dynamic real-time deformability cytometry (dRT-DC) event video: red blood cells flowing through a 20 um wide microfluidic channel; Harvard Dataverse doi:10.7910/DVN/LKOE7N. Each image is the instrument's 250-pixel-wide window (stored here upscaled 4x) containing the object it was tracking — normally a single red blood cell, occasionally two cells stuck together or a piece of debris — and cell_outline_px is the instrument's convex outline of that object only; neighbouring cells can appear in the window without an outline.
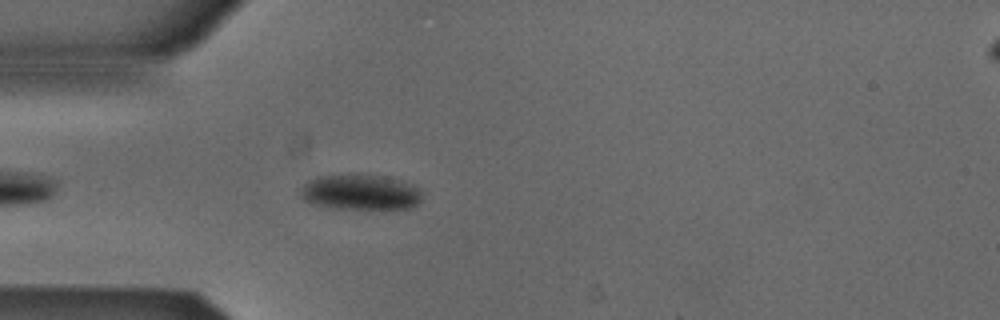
{"species": "Egyptian fruit bat (a non-hibernating species)", "species_latin": "Rousettus aegyptiacus", "temperature_condition": "cold", "stored_images_in_passage": 28, "camera_frame_rate_fps": 3000, "um_per_image_px": 0.085, "animal": {"sex": "male"}, "frame": {"image": 1, "passage_image": 4, "time_ms": 1.0, "image_size_px": [1000, 320], "cell_outline_px": [[420, 200], [412, 208], [328, 208], [312, 204], [304, 200], [300, 196], [300, 188], [308, 180], [316, 176], [348, 172], [384, 176], [408, 184], [416, 188], [420, 192]], "centroid_in_image_um": [30.5, 16.3], "position_along_channel_um": 54.5, "area_um2": 25.37}}
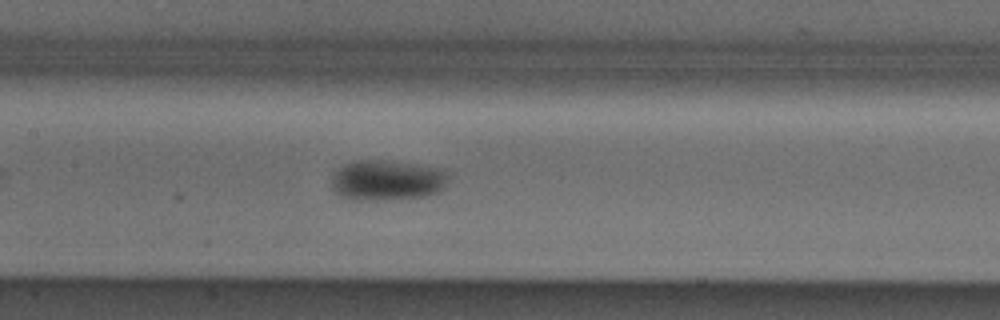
{"frame": {"image": 2, "passage_image": 14, "time_ms": 4.333, "image_size_px": [1000, 320], "cell_outline_px": [[448, 176], [444, 188], [440, 192], [428, 196], [388, 200], [352, 200], [340, 196], [332, 188], [332, 176], [344, 164], [356, 160], [384, 160], [416, 164], [444, 168]], "centroid_in_image_um": [32.93, 15.33], "position_along_channel_um": 174.5, "area_um2": 27.92}}
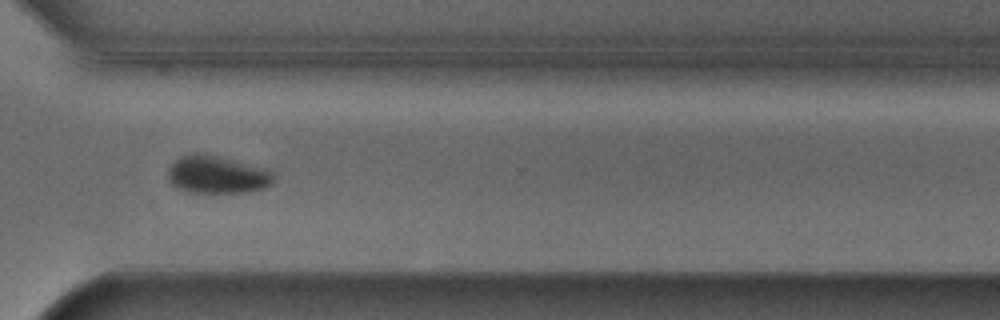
{"frame": {"image": 3, "passage_image": 28, "time_ms": 9.0, "image_size_px": [1000, 320], "cell_outline_px": [[276, 176], [272, 184], [264, 188], [248, 192], [188, 192], [176, 188], [168, 180], [168, 168], [180, 156], [192, 152], [204, 152], [268, 168]], "centroid_in_image_um": [18.47, 14.82], "position_along_channel_um": 352.1, "area_um2": 23.76}}